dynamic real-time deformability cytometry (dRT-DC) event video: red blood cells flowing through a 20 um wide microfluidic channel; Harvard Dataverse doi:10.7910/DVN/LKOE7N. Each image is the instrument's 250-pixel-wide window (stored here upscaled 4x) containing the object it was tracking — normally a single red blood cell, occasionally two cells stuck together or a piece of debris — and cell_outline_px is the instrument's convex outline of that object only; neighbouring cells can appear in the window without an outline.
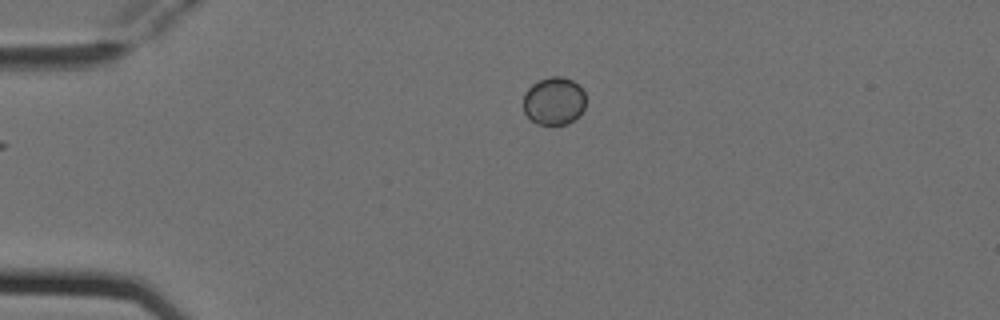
{"species": "Egyptian fruit bat (a non-hibernating species)", "species_latin": "Rousettus aegyptiacus", "temperature_condition": "cold", "stored_images_in_passage": 4, "camera_frame_rate_fps": 3000, "um_per_image_px": 0.085, "animal": {"sex": "female"}, "frame": {"image": 1, "passage_image": 4, "time_ms": 1.0, "image_size_px": [1000, 320], "cell_outline_px": [[584, 108], [580, 116], [568, 124], [536, 124], [524, 112], [524, 92], [532, 84], [540, 80], [552, 76], [564, 76], [572, 80], [584, 92]], "centroid_in_image_um": [47.08, 8.59], "position_along_channel_um": 37.9, "area_um2": 17.4}}